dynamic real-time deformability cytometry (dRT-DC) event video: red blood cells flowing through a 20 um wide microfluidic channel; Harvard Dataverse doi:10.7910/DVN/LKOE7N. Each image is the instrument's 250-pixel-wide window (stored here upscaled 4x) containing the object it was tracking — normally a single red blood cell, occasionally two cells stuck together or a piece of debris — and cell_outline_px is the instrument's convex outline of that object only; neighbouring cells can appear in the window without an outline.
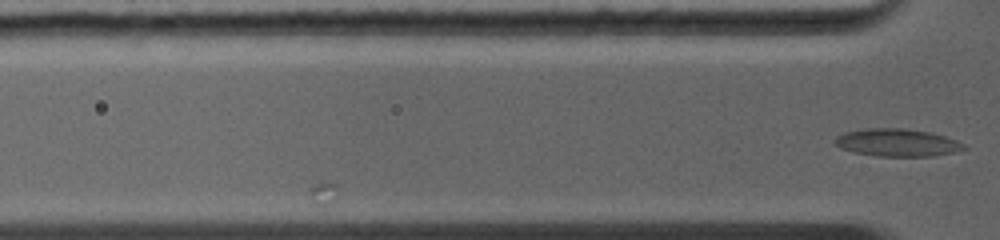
{"species": "common noctule bat (a hibernating species)", "species_latin": "Nyctalus noctula", "temperature_condition": "warm", "stored_images_in_passage": 4, "camera_frame_rate_fps": 5000, "um_per_image_px": 0.085, "animal": {"sex": "female", "body_mass_g": 19.0, "forearm_length_mm": 56.7}, "frame": {"image": 1, "passage_image": 4, "time_ms": 1.6, "image_size_px": [1000, 240], "cell_outline_px": [[968, 148], [956, 152], [932, 156], [876, 156], [852, 152], [840, 148], [836, 144], [836, 136], [844, 132], [864, 128], [904, 128], [928, 132], [944, 136], [956, 140], [964, 144]], "centroid_in_image_um": [76.26, 12.12], "position_along_channel_um": 49.5, "area_um2": 20.81}}